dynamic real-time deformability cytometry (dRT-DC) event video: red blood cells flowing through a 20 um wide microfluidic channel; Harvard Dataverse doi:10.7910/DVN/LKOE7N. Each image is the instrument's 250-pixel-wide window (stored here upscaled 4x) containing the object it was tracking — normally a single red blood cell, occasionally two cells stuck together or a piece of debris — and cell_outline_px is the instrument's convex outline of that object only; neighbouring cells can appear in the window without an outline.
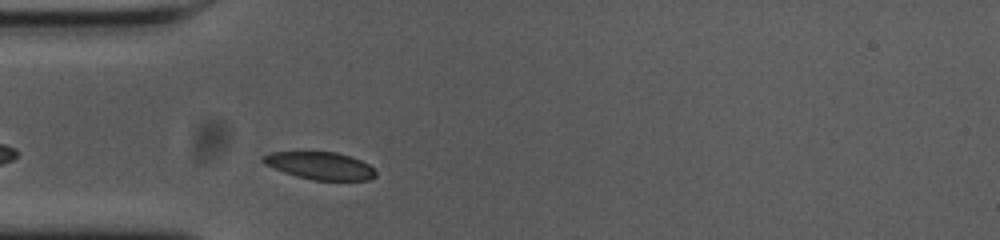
{"species": "common noctule bat (a hibernating species)", "species_latin": "Nyctalus noctula", "temperature_condition": "cold", "stored_images_in_passage": 31, "camera_frame_rate_fps": 3000, "um_per_image_px": 0.085, "animal": {"sex": "female", "body_mass_g": 23.0, "forearm_length_mm": 53.4}, "frame": {"image": 1, "passage_image": 4, "time_ms": 1.0, "image_size_px": [1000, 240], "cell_outline_px": [[376, 176], [368, 180], [312, 180], [296, 176], [284, 172], [264, 164], [260, 160], [264, 156], [272, 152], [336, 152], [360, 160], [368, 164], [376, 172]], "centroid_in_image_um": [27.2, 14.09], "position_along_channel_um": 57.8, "area_um2": 17.86}}
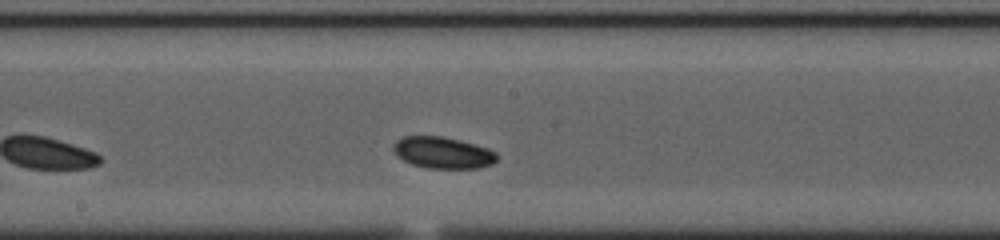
{"frame": {"image": 2, "passage_image": 17, "time_ms": 5.333, "image_size_px": [1000, 240], "cell_outline_px": [[496, 160], [492, 164], [480, 168], [428, 168], [412, 164], [404, 160], [392, 148], [396, 140], [404, 136], [444, 136], [460, 140], [488, 148], [496, 152]], "centroid_in_image_um": [37.66, 12.97], "position_along_channel_um": 210.5, "area_um2": 18.9}}
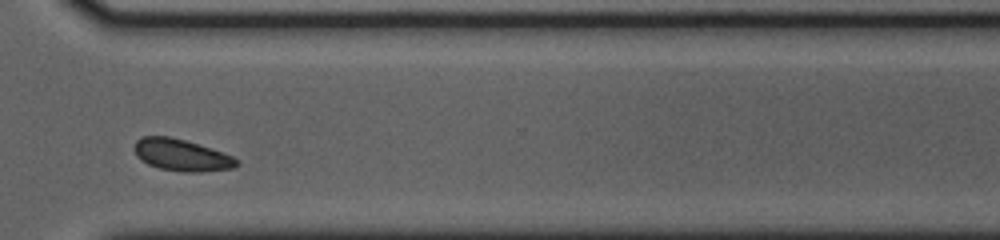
{"frame": {"image": 3, "passage_image": 29, "time_ms": 9.333, "image_size_px": [1000, 240], "cell_outline_px": [[240, 164], [236, 168], [204, 172], [180, 172], [160, 168], [148, 164], [140, 160], [136, 156], [136, 140], [140, 136], [168, 136], [184, 140], [232, 156], [240, 160]], "centroid_in_image_um": [15.45, 13.2], "position_along_channel_um": 355.1, "area_um2": 18.9}, "authors_computed_cell_mechanics": {"area_um2": 18.6694, "velocity_mm_per_s": 3.6035, "shape_relaxation_time_tau1_ms": 2.7781, "shape_relaxation_time_tau2_ms": null, "deformation_change_tau1": 0.0714, "deformation_change_tau2": null}}